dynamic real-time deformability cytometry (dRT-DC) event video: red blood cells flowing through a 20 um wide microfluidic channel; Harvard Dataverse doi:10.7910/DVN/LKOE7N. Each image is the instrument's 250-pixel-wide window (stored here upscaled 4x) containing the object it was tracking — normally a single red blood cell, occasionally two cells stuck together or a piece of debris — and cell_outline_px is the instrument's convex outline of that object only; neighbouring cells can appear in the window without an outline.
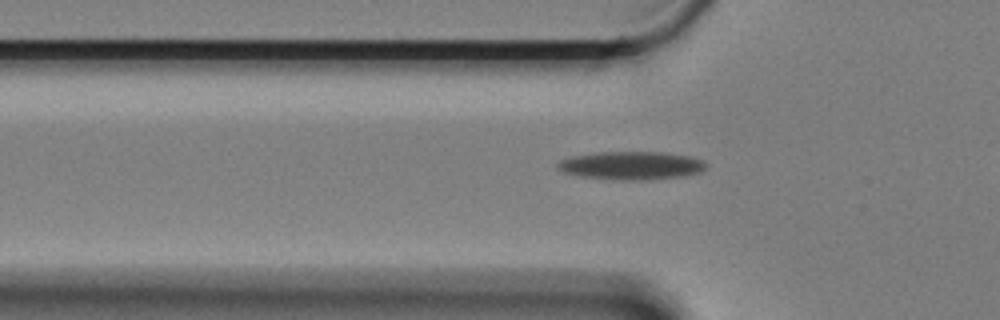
{"species": "Egyptian fruit bat (a non-hibernating species)", "species_latin": "Rousettus aegyptiacus", "temperature_condition": "cold", "stored_images_in_passage": 39, "camera_frame_rate_fps": 3000, "um_per_image_px": 0.085, "animal": {"sex": "female"}, "frame": {"image": 1, "passage_image": 9, "time_ms": 2.667, "image_size_px": [1000, 320], "cell_outline_px": [[708, 164], [700, 172], [684, 176], [652, 180], [612, 180], [580, 176], [564, 172], [556, 168], [556, 164], [560, 160], [572, 156], [596, 152], [664, 152], [688, 156], [704, 160]], "centroid_in_image_um": [53.66, 14.07], "position_along_channel_um": 72.1, "area_um2": 24.68}}
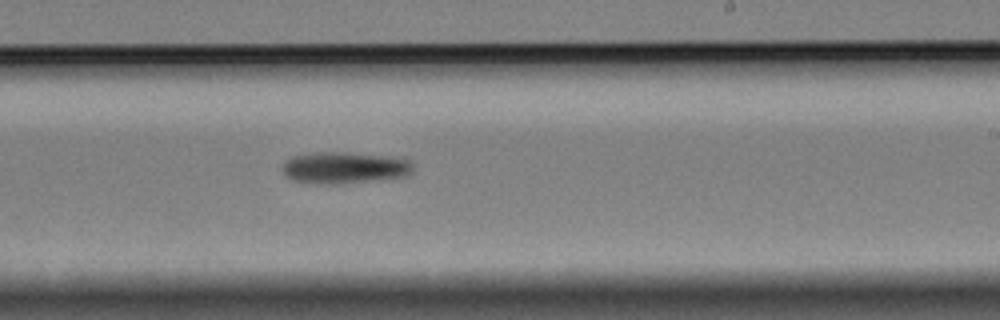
{"frame": {"image": 2, "passage_image": 26, "time_ms": 8.333, "image_size_px": [1000, 320], "cell_outline_px": [[412, 172], [408, 176], [328, 184], [320, 184], [292, 180], [284, 176], [284, 160], [292, 156], [316, 152], [344, 152], [404, 156], [412, 160]], "centroid_in_image_um": [29.34, 14.22], "position_along_channel_um": 259.7, "area_um2": 24.33}}
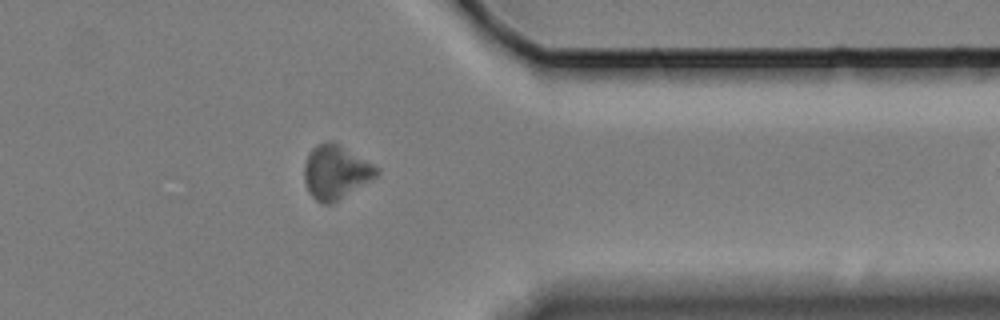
{"frame": {"image": 3, "passage_image": 38, "time_ms": 12.333, "image_size_px": [1000, 320], "cell_outline_px": [[380, 172], [376, 176], [332, 204], [324, 204], [316, 200], [308, 192], [304, 180], [304, 164], [308, 152], [316, 144], [328, 140], [332, 140], [340, 144], [380, 168]], "centroid_in_image_um": [28.51, 14.6], "position_along_channel_um": 382.9, "area_um2": 22.83}}